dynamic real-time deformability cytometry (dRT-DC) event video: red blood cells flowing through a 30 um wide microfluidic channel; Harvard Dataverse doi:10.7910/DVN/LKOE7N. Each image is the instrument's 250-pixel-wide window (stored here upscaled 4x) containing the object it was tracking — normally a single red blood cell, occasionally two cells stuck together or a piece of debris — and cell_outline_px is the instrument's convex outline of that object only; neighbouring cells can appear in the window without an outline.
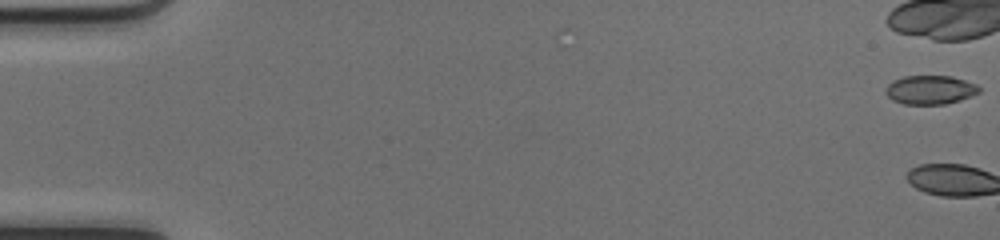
{"species": "common noctule bat (a hibernating species)", "species_latin": "Nyctalus noctula", "temperature_condition": "cold", "stored_images_in_passage": 41, "camera_frame_rate_fps": 3000, "um_per_image_px": 0.085, "animal": {"sex": "female", "body_mass_g": 17.0, "forearm_length_mm": 48.0}, "frame": {"image": 1, "passage_image": 1, "time_ms": 0.0, "image_size_px": [1000, 240], "cell_outline_px": [[980, 92], [972, 96], [960, 100], [944, 104], [904, 104], [892, 100], [884, 92], [888, 84], [892, 80], [904, 76], [952, 76], [976, 84], [980, 88]], "centroid_in_image_um": [79.05, 7.63], "position_along_channel_um": 5.9, "area_um2": 15.78}}